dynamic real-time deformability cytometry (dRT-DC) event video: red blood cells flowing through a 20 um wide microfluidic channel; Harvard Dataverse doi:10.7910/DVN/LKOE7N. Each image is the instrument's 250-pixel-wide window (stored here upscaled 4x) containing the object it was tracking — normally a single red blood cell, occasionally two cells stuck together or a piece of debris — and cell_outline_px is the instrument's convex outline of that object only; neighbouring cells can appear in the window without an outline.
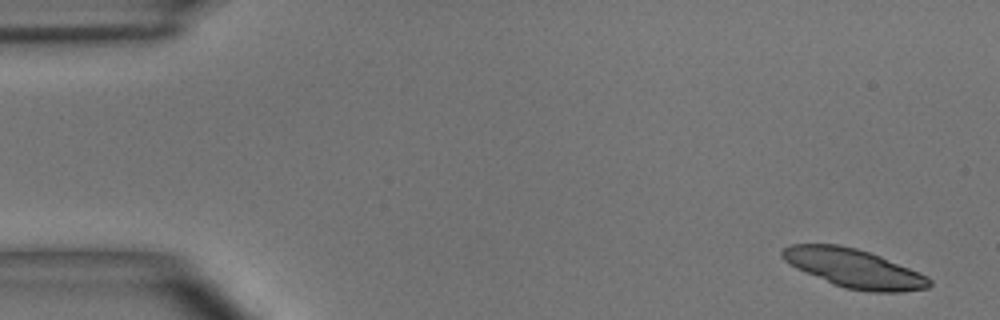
{"species": "common noctule bat (a hibernating species)", "species_latin": "Nyctalus noctula", "temperature_condition": "room temperature", "stored_images_in_passage": 6, "camera_frame_rate_fps": 3000, "um_per_image_px": 0.085, "animal": {"sex": "male", "body_mass_g": 15.6}, "frame": {"image": 1, "passage_image": 1, "time_ms": 0.0, "image_size_px": [1000, 320], "cell_outline_px": [[932, 284], [928, 288], [904, 292], [868, 292], [844, 288], [832, 284], [796, 268], [788, 264], [780, 256], [780, 252], [784, 248], [792, 244], [840, 244], [856, 248], [880, 256], [928, 276], [932, 280]], "centroid_in_image_um": [72.58, 22.82], "position_along_channel_um": 12.4, "area_um2": 33.29}}